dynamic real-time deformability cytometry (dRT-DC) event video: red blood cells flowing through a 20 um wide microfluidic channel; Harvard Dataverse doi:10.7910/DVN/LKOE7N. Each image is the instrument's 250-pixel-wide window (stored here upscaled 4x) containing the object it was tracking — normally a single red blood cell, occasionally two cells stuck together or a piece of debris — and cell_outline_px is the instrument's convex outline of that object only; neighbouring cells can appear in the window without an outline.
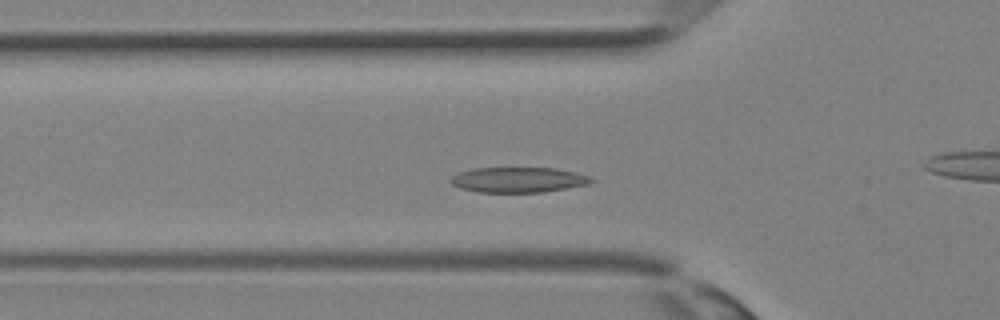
{"species": "Egyptian fruit bat (a non-hibernating species)", "species_latin": "Rousettus aegyptiacus", "temperature_condition": "room temperature", "stored_images_in_passage": 30, "camera_frame_rate_fps": 3000, "um_per_image_px": 0.085, "animal": {"sex": "female"}, "frame": {"image": 1, "passage_image": 6, "time_ms": 1.667, "image_size_px": [1000, 320], "cell_outline_px": [[596, 180], [588, 184], [544, 192], [476, 192], [460, 188], [452, 184], [448, 180], [456, 172], [472, 168], [556, 168], [576, 172], [588, 176]], "centroid_in_image_um": [44.01, 15.28], "position_along_channel_um": 81.8, "area_um2": 20.87}}
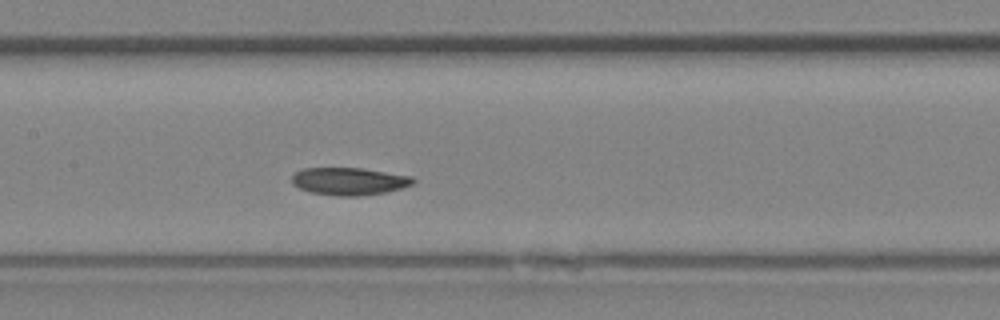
{"frame": {"image": 2, "passage_image": 11, "time_ms": 3.333, "image_size_px": [1000, 320], "cell_outline_px": [[416, 180], [412, 184], [388, 192], [360, 196], [336, 196], [308, 192], [292, 184], [292, 176], [296, 172], [304, 168], [360, 168], [412, 176]], "centroid_in_image_um": [29.67, 15.42], "position_along_channel_um": 177.7, "area_um2": 19.48}}
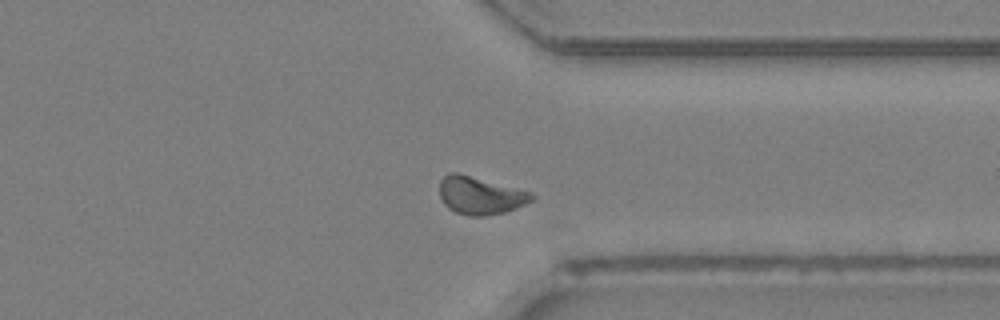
{"frame": {"image": 3, "passage_image": 21, "time_ms": 6.667, "image_size_px": [1000, 320], "cell_outline_px": [[536, 200], [516, 208], [504, 212], [484, 216], [468, 216], [456, 212], [448, 208], [444, 204], [440, 196], [440, 180], [448, 172], [460, 172], [532, 192], [536, 196]], "centroid_in_image_um": [40.85, 16.6], "position_along_channel_um": 370.6, "area_um2": 20.63}}